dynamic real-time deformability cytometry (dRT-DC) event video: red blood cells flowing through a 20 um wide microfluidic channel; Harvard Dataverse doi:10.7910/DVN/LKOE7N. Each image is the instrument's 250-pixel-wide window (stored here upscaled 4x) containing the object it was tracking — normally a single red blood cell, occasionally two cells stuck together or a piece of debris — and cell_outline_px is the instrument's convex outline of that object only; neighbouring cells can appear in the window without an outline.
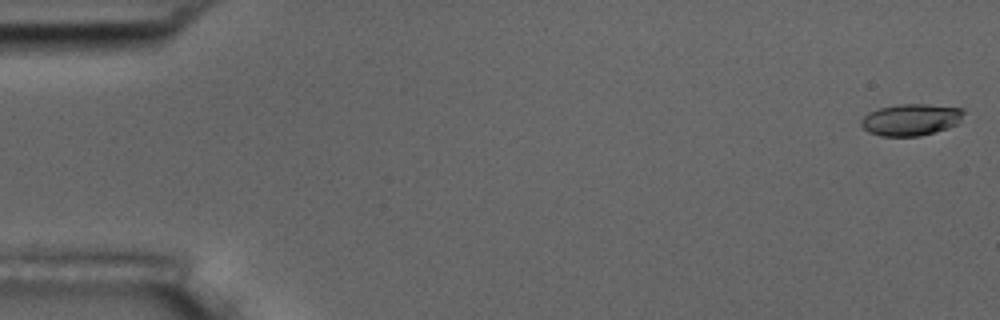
{"species": "common noctule bat (a hibernating species)", "species_latin": "Nyctalus noctula", "temperature_condition": "room temperature", "stored_images_in_passage": 55, "camera_frame_rate_fps": 3000, "um_per_image_px": 0.085, "animal": {"sex": "male", "body_mass_g": 17.5, "forearm_length_mm": 52.3}, "frame": {"image": 1, "passage_image": 1, "time_ms": 0.0, "image_size_px": [1000, 320], "cell_outline_px": [[964, 112], [960, 124], [948, 128], [920, 136], [880, 136], [868, 132], [860, 124], [860, 120], [868, 112], [880, 108], [896, 104], [928, 104], [964, 108]], "centroid_in_image_um": [77.45, 10.17], "position_along_channel_um": 7.6, "area_um2": 19.25}}
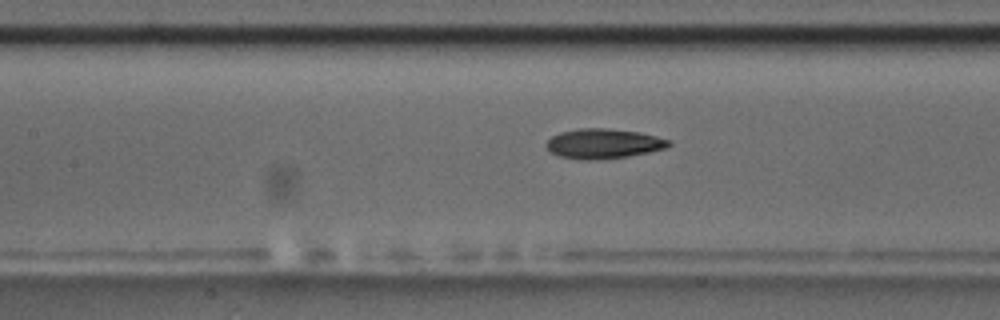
{"frame": {"image": 2, "passage_image": 25, "time_ms": 8.0, "image_size_px": [1000, 320], "cell_outline_px": [[672, 144], [668, 148], [628, 156], [592, 160], [580, 160], [560, 156], [548, 152], [544, 144], [552, 136], [560, 132], [580, 128], [604, 128], [640, 132], [672, 140]], "centroid_in_image_um": [51.29, 12.21], "position_along_channel_um": 156.1, "area_um2": 21.5}}
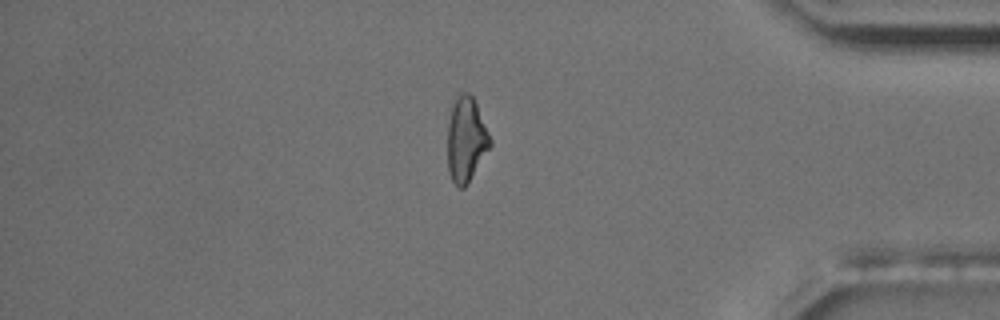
{"frame": {"image": 3, "passage_image": 47, "time_ms": 15.333, "image_size_px": [1000, 320], "cell_outline_px": [[492, 144], [464, 188], [456, 188], [448, 172], [448, 120], [456, 96], [464, 92], [468, 92], [472, 96], [476, 104], [492, 140]], "centroid_in_image_um": [39.61, 11.88], "position_along_channel_um": 395.6, "area_um2": 20.81}, "authors_computed_cell_mechanics": {"area_um2": 20.519, "velocity_mm_per_s": 3.6707, "shape_relaxation_time_tau1_ms": 3.4014, "shape_relaxation_time_tau2_ms": 2.9426, "deformation_change_tau1": 0.151, "deformation_change_tau2": 0.1142}}